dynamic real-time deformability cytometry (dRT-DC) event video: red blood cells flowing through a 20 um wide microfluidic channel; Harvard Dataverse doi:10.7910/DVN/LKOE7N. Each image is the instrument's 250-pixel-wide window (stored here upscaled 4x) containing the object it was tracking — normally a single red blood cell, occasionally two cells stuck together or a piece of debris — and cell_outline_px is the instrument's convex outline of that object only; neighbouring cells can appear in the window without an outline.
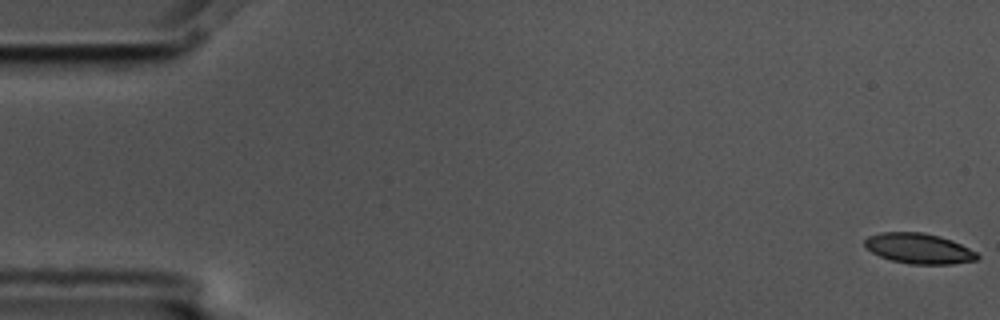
{"species": "common noctule bat (a hibernating species)", "species_latin": "Nyctalus noctula", "temperature_condition": "cold", "stored_images_in_passage": 3, "camera_frame_rate_fps": 3000, "um_per_image_px": 0.085, "animal": {"sex": "male", "body_mass_g": 17.5, "forearm_length_mm": 52.3}, "frame": {"image": 1, "passage_image": 1, "time_ms": 0.0, "image_size_px": [1000, 320], "cell_outline_px": [[980, 256], [976, 260], [952, 264], [908, 264], [892, 260], [880, 256], [872, 252], [864, 244], [864, 240], [868, 236], [880, 232], [924, 232], [952, 240], [976, 252]], "centroid_in_image_um": [78.1, 21.12], "position_along_channel_um": 6.9, "area_um2": 19.83}}